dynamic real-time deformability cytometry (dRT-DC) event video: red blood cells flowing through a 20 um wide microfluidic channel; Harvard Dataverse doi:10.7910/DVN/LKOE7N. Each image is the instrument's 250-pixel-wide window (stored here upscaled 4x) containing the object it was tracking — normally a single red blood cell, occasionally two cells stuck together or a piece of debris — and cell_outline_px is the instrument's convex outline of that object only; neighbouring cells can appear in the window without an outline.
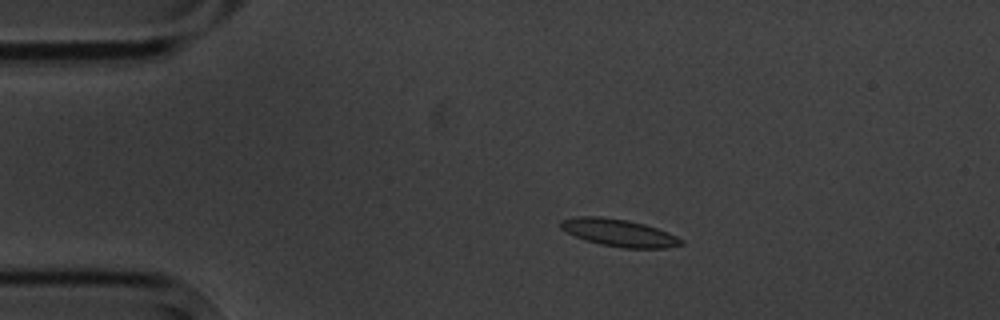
{"species": "common noctule bat (a hibernating species)", "species_latin": "Nyctalus noctula", "temperature_condition": "cold", "stored_images_in_passage": 6, "camera_frame_rate_fps": 3000, "um_per_image_px": 0.085, "animal": {"sex": "male", "body_mass_g": 20.1, "forearm_length_mm": 53.5}, "frame": {"image": 1, "passage_image": 1, "time_ms": 0.0, "image_size_px": [1000, 320], "cell_outline_px": [[684, 244], [668, 248], [620, 248], [600, 244], [584, 240], [560, 228], [560, 220], [576, 216], [600, 216], [628, 220], [644, 224], [668, 232], [684, 240]], "centroid_in_image_um": [52.62, 19.79], "position_along_channel_um": 32.4, "area_um2": 19.31}}
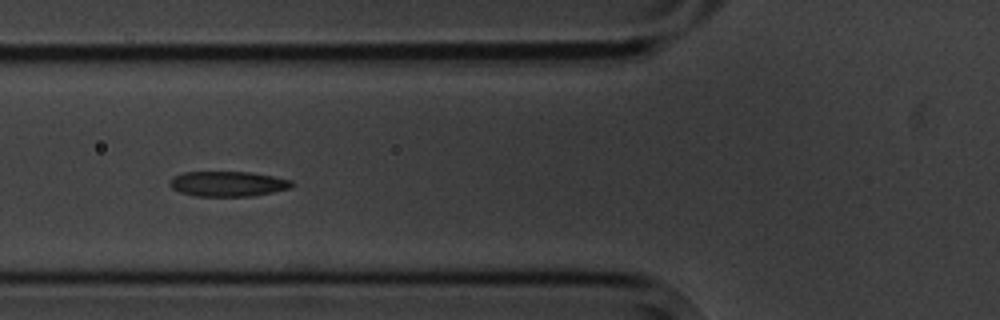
{"frame": {"image": 2, "passage_image": 4, "time_ms": 3.333, "image_size_px": [1000, 320], "cell_outline_px": [[296, 184], [292, 188], [252, 196], [196, 196], [180, 192], [172, 188], [168, 184], [168, 180], [172, 176], [184, 172], [252, 172], [292, 180]], "centroid_in_image_um": [19.37, 15.62], "position_along_channel_um": 106.4, "area_um2": 18.09}}
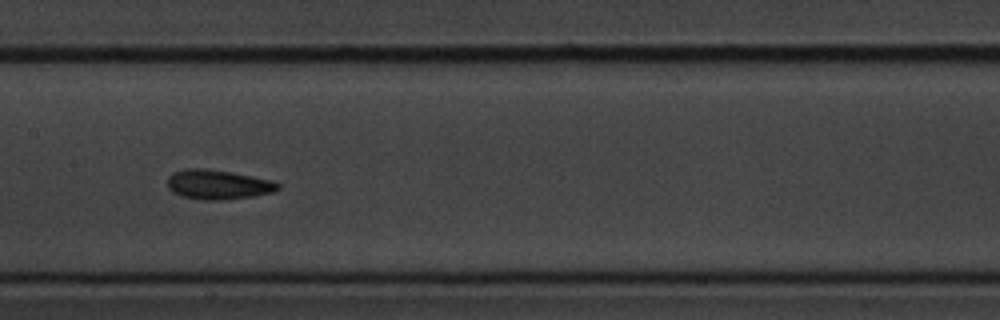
{"frame": {"image": 3, "passage_image": 6, "time_ms": 5.667, "image_size_px": [1000, 320], "cell_outline_px": [[280, 188], [272, 192], [256, 196], [228, 200], [200, 200], [180, 196], [172, 192], [168, 188], [168, 176], [172, 172], [184, 168], [204, 168], [228, 172], [268, 180], [280, 184]], "centroid_in_image_um": [18.46, 15.71], "position_along_channel_um": 188.9, "area_um2": 19.07}}